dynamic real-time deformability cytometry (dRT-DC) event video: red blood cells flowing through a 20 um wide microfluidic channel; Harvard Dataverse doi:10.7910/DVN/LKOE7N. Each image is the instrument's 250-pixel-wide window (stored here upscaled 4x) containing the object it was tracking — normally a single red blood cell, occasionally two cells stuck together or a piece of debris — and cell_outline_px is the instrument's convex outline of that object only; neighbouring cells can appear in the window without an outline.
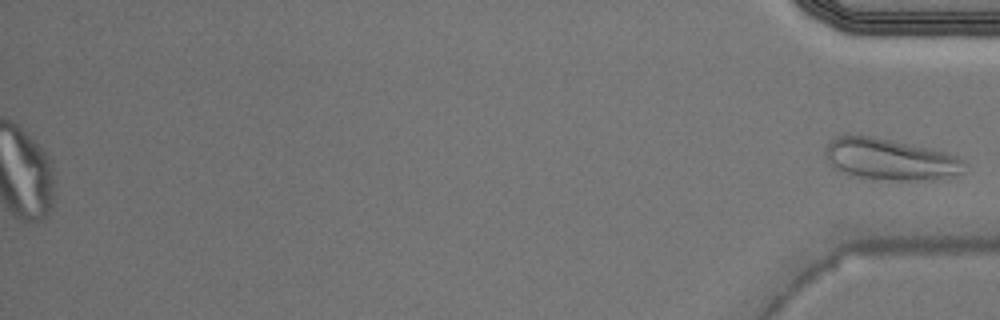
{"species": "Egyptian fruit bat (a non-hibernating species)", "species_latin": "Rousettus aegyptiacus", "temperature_condition": "warm", "stored_images_in_passage": 35, "segment_of_instrument_passage": [2, 2], "camera_frame_rate_fps": 3000, "um_per_image_px": 0.085, "animal": {"sex": "male"}, "frame": {"image": 1, "passage_image": 35, "time_ms": 11.333, "image_size_px": [1000, 320], "cell_outline_px": [[968, 172], [956, 176], [932, 180], [872, 180], [852, 176], [836, 168], [824, 156], [824, 148], [836, 136], [872, 136], [948, 152], [964, 160]], "centroid_in_image_um": [75.73, 13.57], "position_along_channel_um": 359.5, "area_um2": 34.04}}